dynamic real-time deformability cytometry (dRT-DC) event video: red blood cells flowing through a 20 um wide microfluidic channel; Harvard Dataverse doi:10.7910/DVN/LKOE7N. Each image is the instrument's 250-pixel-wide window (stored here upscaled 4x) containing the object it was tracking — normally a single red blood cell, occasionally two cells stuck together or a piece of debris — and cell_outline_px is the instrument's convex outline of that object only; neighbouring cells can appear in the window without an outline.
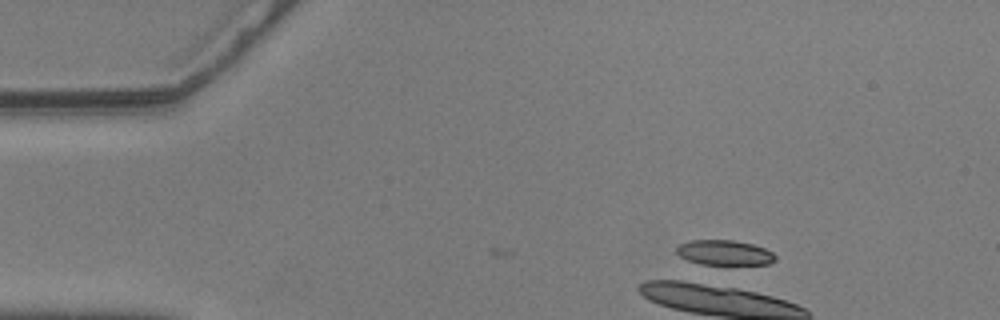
{"species": "common noctule bat (a hibernating species)", "species_latin": "Nyctalus noctula", "temperature_condition": "warm", "stored_images_in_passage": 1, "camera_frame_rate_fps": 3000, "um_per_image_px": 0.085, "animal": {"sex": "male", "body_mass_g": 20.5, "forearm_length_mm": 52.5}, "frame": {"image": 1, "passage_image": 1, "time_ms": 0.0, "image_size_px": [1000, 320], "cell_outline_px": [[776, 260], [768, 264], [732, 268], [728, 268], [700, 264], [688, 260], [680, 256], [676, 252], [676, 248], [680, 244], [688, 240], [732, 240], [752, 244], [764, 248], [772, 252], [776, 256]], "centroid_in_image_um": [61.61, 21.54], "position_along_channel_um": 23.4, "area_um2": 15.37}}